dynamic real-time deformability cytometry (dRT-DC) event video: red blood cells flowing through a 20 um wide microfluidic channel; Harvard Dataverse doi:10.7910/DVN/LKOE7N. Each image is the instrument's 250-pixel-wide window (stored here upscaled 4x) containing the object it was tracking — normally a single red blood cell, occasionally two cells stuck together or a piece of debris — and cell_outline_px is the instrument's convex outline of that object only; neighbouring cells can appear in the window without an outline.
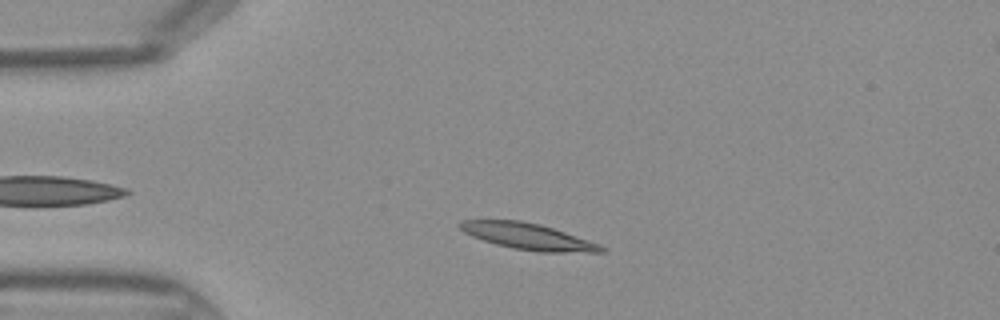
{"species": "Egyptian fruit bat (a non-hibernating species)", "species_latin": "Rousettus aegyptiacus", "temperature_condition": "warm", "stored_images_in_passage": 40, "camera_frame_rate_fps": 3000, "um_per_image_px": 0.085, "frame": {"image": 1, "passage_image": 6, "time_ms": 1.667, "image_size_px": [1000, 320], "cell_outline_px": [[608, 248], [604, 252], [536, 252], [512, 248], [496, 244], [472, 236], [464, 232], [456, 224], [460, 220], [520, 220], [540, 224], [600, 244]], "centroid_in_image_um": [44.87, 20.1], "position_along_channel_um": 40.1, "area_um2": 21.62}}
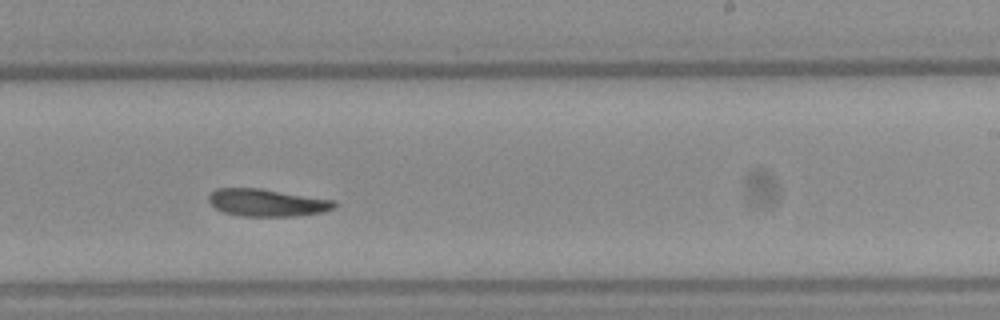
{"frame": {"image": 2, "passage_image": 23, "time_ms": 7.333, "image_size_px": [1000, 320], "cell_outline_px": [[336, 208], [324, 212], [296, 216], [240, 216], [224, 212], [216, 208], [208, 200], [208, 196], [216, 188], [260, 188], [336, 200]], "centroid_in_image_um": [22.74, 17.22], "position_along_channel_um": 266.3, "area_um2": 20.17}}
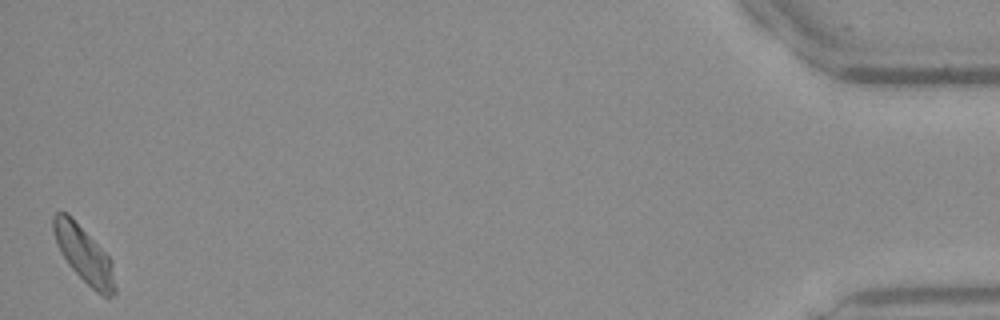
{"frame": {"image": 3, "passage_image": 40, "time_ms": 13.0, "image_size_px": [1000, 320], "cell_outline_px": [[116, 292], [112, 296], [104, 296], [96, 292], [68, 264], [60, 252], [52, 228], [52, 216], [56, 212], [64, 212], [112, 260], [116, 288]], "centroid_in_image_um": [7.14, 21.69], "position_along_channel_um": 428.1, "area_um2": 19.42}}